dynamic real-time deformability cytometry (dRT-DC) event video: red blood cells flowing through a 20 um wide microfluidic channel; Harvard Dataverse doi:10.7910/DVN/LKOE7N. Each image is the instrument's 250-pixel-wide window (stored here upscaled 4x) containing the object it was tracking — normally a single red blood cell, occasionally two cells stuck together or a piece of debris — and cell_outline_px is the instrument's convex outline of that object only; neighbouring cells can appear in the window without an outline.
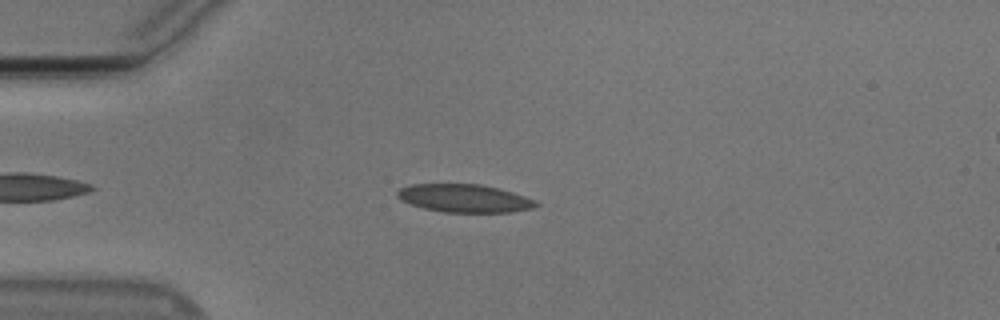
{"species": "Egyptian fruit bat (a non-hibernating species)", "species_latin": "Rousettus aegyptiacus", "temperature_condition": "cold", "stored_images_in_passage": 45, "camera_frame_rate_fps": 3000, "um_per_image_px": 0.085, "animal": {"sex": "male"}, "frame": {"image": 1, "passage_image": 9, "time_ms": 2.667, "image_size_px": [1000, 320], "cell_outline_px": [[540, 204], [532, 208], [512, 212], [444, 212], [424, 208], [400, 200], [396, 196], [396, 192], [400, 188], [412, 184], [480, 184], [512, 192], [524, 196]], "centroid_in_image_um": [39.43, 16.85], "position_along_channel_um": 45.6, "area_um2": 22.43}}
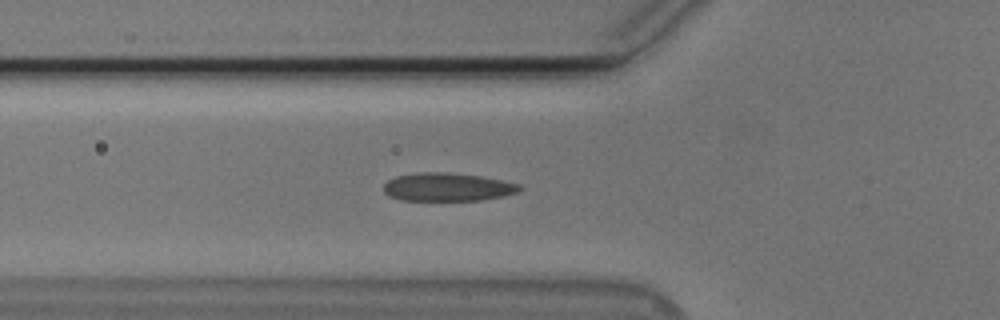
{"frame": {"image": 2, "passage_image": 14, "time_ms": 4.333, "image_size_px": [1000, 320], "cell_outline_px": [[524, 188], [516, 192], [504, 196], [480, 200], [400, 200], [388, 196], [384, 192], [384, 184], [388, 180], [396, 176], [416, 172], [444, 172], [480, 176], [520, 184]], "centroid_in_image_um": [38.01, 15.9], "position_along_channel_um": 87.8, "area_um2": 22.37}}
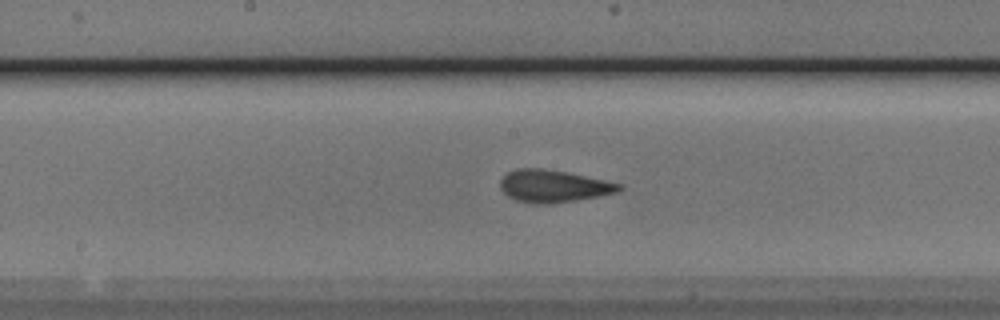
{"frame": {"image": 3, "passage_image": 23, "time_ms": 7.333, "image_size_px": [1000, 320], "cell_outline_px": [[624, 188], [616, 192], [600, 196], [552, 204], [536, 204], [516, 200], [508, 196], [500, 188], [500, 180], [508, 172], [516, 168], [544, 168], [624, 184]], "centroid_in_image_um": [47.04, 15.82], "position_along_channel_um": 201.2, "area_um2": 22.37}, "authors_computed_cell_mechanics": {"area_um2": 22.0796, "velocity_mm_per_s": 3.7671, "shape_relaxation_time_tau1_ms": 5.4987, "shape_relaxation_time_tau2_ms": 1.7585, "deformation_change_tau1": 0.16, "deformation_change_tau2": 0.0857}}